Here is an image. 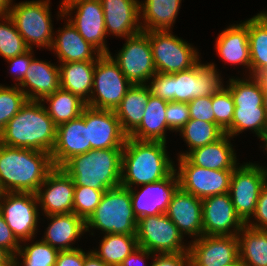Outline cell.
I'll return each mask as SVG.
<instances>
[{"label":"cell","mask_w":267,"mask_h":266,"mask_svg":"<svg viewBox=\"0 0 267 266\" xmlns=\"http://www.w3.org/2000/svg\"><path fill=\"white\" fill-rule=\"evenodd\" d=\"M54 168L48 152L0 143V185L4 192L36 193Z\"/></svg>","instance_id":"6da1fadb"},{"label":"cell","mask_w":267,"mask_h":266,"mask_svg":"<svg viewBox=\"0 0 267 266\" xmlns=\"http://www.w3.org/2000/svg\"><path fill=\"white\" fill-rule=\"evenodd\" d=\"M166 142L137 140L127 137L122 153L121 186L155 183L175 170L167 156Z\"/></svg>","instance_id":"7a4b0ae2"},{"label":"cell","mask_w":267,"mask_h":266,"mask_svg":"<svg viewBox=\"0 0 267 266\" xmlns=\"http://www.w3.org/2000/svg\"><path fill=\"white\" fill-rule=\"evenodd\" d=\"M41 103L26 102L0 133L2 145L51 154L56 141L57 125Z\"/></svg>","instance_id":"3957f363"},{"label":"cell","mask_w":267,"mask_h":266,"mask_svg":"<svg viewBox=\"0 0 267 266\" xmlns=\"http://www.w3.org/2000/svg\"><path fill=\"white\" fill-rule=\"evenodd\" d=\"M214 63L198 62L189 70L163 74L156 72L147 85L151 94L167 102H190L198 97L212 96L223 84Z\"/></svg>","instance_id":"277c9868"},{"label":"cell","mask_w":267,"mask_h":266,"mask_svg":"<svg viewBox=\"0 0 267 266\" xmlns=\"http://www.w3.org/2000/svg\"><path fill=\"white\" fill-rule=\"evenodd\" d=\"M122 153L123 148L92 149L73 156L61 169L75 186L107 191L121 185Z\"/></svg>","instance_id":"5b68a950"},{"label":"cell","mask_w":267,"mask_h":266,"mask_svg":"<svg viewBox=\"0 0 267 266\" xmlns=\"http://www.w3.org/2000/svg\"><path fill=\"white\" fill-rule=\"evenodd\" d=\"M250 79H229L227 89L234 99L235 108L232 124L224 133L234 137L250 129L265 142L267 117L263 106V87L257 76H250Z\"/></svg>","instance_id":"8992f818"},{"label":"cell","mask_w":267,"mask_h":266,"mask_svg":"<svg viewBox=\"0 0 267 266\" xmlns=\"http://www.w3.org/2000/svg\"><path fill=\"white\" fill-rule=\"evenodd\" d=\"M86 223V231L97 228L105 234L136 235L138 219L134 215L130 189L118 186L104 192L99 205Z\"/></svg>","instance_id":"52a82bcc"},{"label":"cell","mask_w":267,"mask_h":266,"mask_svg":"<svg viewBox=\"0 0 267 266\" xmlns=\"http://www.w3.org/2000/svg\"><path fill=\"white\" fill-rule=\"evenodd\" d=\"M132 85L110 53L100 54L95 63L93 88L87 106L115 110Z\"/></svg>","instance_id":"ba28073f"},{"label":"cell","mask_w":267,"mask_h":266,"mask_svg":"<svg viewBox=\"0 0 267 266\" xmlns=\"http://www.w3.org/2000/svg\"><path fill=\"white\" fill-rule=\"evenodd\" d=\"M49 2L50 0L21 2L10 7L7 13L30 49L33 44L49 49L52 46L54 33Z\"/></svg>","instance_id":"9c48e42d"},{"label":"cell","mask_w":267,"mask_h":266,"mask_svg":"<svg viewBox=\"0 0 267 266\" xmlns=\"http://www.w3.org/2000/svg\"><path fill=\"white\" fill-rule=\"evenodd\" d=\"M171 31H147L153 62L158 73L189 70L199 62L198 52Z\"/></svg>","instance_id":"30bf717a"},{"label":"cell","mask_w":267,"mask_h":266,"mask_svg":"<svg viewBox=\"0 0 267 266\" xmlns=\"http://www.w3.org/2000/svg\"><path fill=\"white\" fill-rule=\"evenodd\" d=\"M136 237L138 247L156 255L158 252L175 254L189 250L182 244L183 234L165 213L138 219Z\"/></svg>","instance_id":"8fae6325"},{"label":"cell","mask_w":267,"mask_h":266,"mask_svg":"<svg viewBox=\"0 0 267 266\" xmlns=\"http://www.w3.org/2000/svg\"><path fill=\"white\" fill-rule=\"evenodd\" d=\"M267 181V169L253 163L235 167L229 194L237 215L246 224L253 216L262 186Z\"/></svg>","instance_id":"7c38bea8"},{"label":"cell","mask_w":267,"mask_h":266,"mask_svg":"<svg viewBox=\"0 0 267 266\" xmlns=\"http://www.w3.org/2000/svg\"><path fill=\"white\" fill-rule=\"evenodd\" d=\"M77 9L74 19H68L79 34L100 54H109L105 45L106 28L103 7L100 0H63L60 6V16L71 15ZM70 13V14H69Z\"/></svg>","instance_id":"4fadbf2b"},{"label":"cell","mask_w":267,"mask_h":266,"mask_svg":"<svg viewBox=\"0 0 267 266\" xmlns=\"http://www.w3.org/2000/svg\"><path fill=\"white\" fill-rule=\"evenodd\" d=\"M0 201V212L16 239H32L39 215L36 193L5 192Z\"/></svg>","instance_id":"5bb4252c"},{"label":"cell","mask_w":267,"mask_h":266,"mask_svg":"<svg viewBox=\"0 0 267 266\" xmlns=\"http://www.w3.org/2000/svg\"><path fill=\"white\" fill-rule=\"evenodd\" d=\"M178 161L177 176L182 190L199 199L229 193L233 170H211L198 167L186 157H179Z\"/></svg>","instance_id":"9a60e30c"},{"label":"cell","mask_w":267,"mask_h":266,"mask_svg":"<svg viewBox=\"0 0 267 266\" xmlns=\"http://www.w3.org/2000/svg\"><path fill=\"white\" fill-rule=\"evenodd\" d=\"M126 43L117 56L112 57L125 77L135 85L145 82L157 72L147 32L141 31L127 37Z\"/></svg>","instance_id":"2e32d148"},{"label":"cell","mask_w":267,"mask_h":266,"mask_svg":"<svg viewBox=\"0 0 267 266\" xmlns=\"http://www.w3.org/2000/svg\"><path fill=\"white\" fill-rule=\"evenodd\" d=\"M189 266H227L239 259L237 236L202 235L189 245Z\"/></svg>","instance_id":"e0dca14e"},{"label":"cell","mask_w":267,"mask_h":266,"mask_svg":"<svg viewBox=\"0 0 267 266\" xmlns=\"http://www.w3.org/2000/svg\"><path fill=\"white\" fill-rule=\"evenodd\" d=\"M202 215L203 235L237 236L246 225L237 215L229 193L202 199Z\"/></svg>","instance_id":"ac0fdd59"},{"label":"cell","mask_w":267,"mask_h":266,"mask_svg":"<svg viewBox=\"0 0 267 266\" xmlns=\"http://www.w3.org/2000/svg\"><path fill=\"white\" fill-rule=\"evenodd\" d=\"M88 127V143L92 149L123 148L127 135L114 110L86 107L81 113Z\"/></svg>","instance_id":"d6986e66"},{"label":"cell","mask_w":267,"mask_h":266,"mask_svg":"<svg viewBox=\"0 0 267 266\" xmlns=\"http://www.w3.org/2000/svg\"><path fill=\"white\" fill-rule=\"evenodd\" d=\"M143 186L140 192L130 189L131 204L136 218L166 213L174 193L179 188L176 170L161 181Z\"/></svg>","instance_id":"ffe728a7"},{"label":"cell","mask_w":267,"mask_h":266,"mask_svg":"<svg viewBox=\"0 0 267 266\" xmlns=\"http://www.w3.org/2000/svg\"><path fill=\"white\" fill-rule=\"evenodd\" d=\"M74 188L73 179L61 168L55 167L36 192L38 204H41L46 216L72 213Z\"/></svg>","instance_id":"44dd1931"},{"label":"cell","mask_w":267,"mask_h":266,"mask_svg":"<svg viewBox=\"0 0 267 266\" xmlns=\"http://www.w3.org/2000/svg\"><path fill=\"white\" fill-rule=\"evenodd\" d=\"M91 150L88 143V127L84 116L57 126L56 141L51 152L54 167L61 168L70 158Z\"/></svg>","instance_id":"7402d4cb"},{"label":"cell","mask_w":267,"mask_h":266,"mask_svg":"<svg viewBox=\"0 0 267 266\" xmlns=\"http://www.w3.org/2000/svg\"><path fill=\"white\" fill-rule=\"evenodd\" d=\"M182 234L203 235L202 199L182 190L174 193L165 213Z\"/></svg>","instance_id":"603a6c76"},{"label":"cell","mask_w":267,"mask_h":266,"mask_svg":"<svg viewBox=\"0 0 267 266\" xmlns=\"http://www.w3.org/2000/svg\"><path fill=\"white\" fill-rule=\"evenodd\" d=\"M103 7L106 34L130 37L142 31L137 0H100ZM140 23V25L138 24Z\"/></svg>","instance_id":"cb8c5ba5"},{"label":"cell","mask_w":267,"mask_h":266,"mask_svg":"<svg viewBox=\"0 0 267 266\" xmlns=\"http://www.w3.org/2000/svg\"><path fill=\"white\" fill-rule=\"evenodd\" d=\"M15 85L20 86L28 101H41L60 88L59 66L33 58L23 81Z\"/></svg>","instance_id":"d4e9b609"},{"label":"cell","mask_w":267,"mask_h":266,"mask_svg":"<svg viewBox=\"0 0 267 266\" xmlns=\"http://www.w3.org/2000/svg\"><path fill=\"white\" fill-rule=\"evenodd\" d=\"M229 138L231 137L228 134H224L213 143L180 153L179 157H186L193 165L206 169L234 170L237 160Z\"/></svg>","instance_id":"484cf974"},{"label":"cell","mask_w":267,"mask_h":266,"mask_svg":"<svg viewBox=\"0 0 267 266\" xmlns=\"http://www.w3.org/2000/svg\"><path fill=\"white\" fill-rule=\"evenodd\" d=\"M215 49L224 61L246 65L251 71L248 20L223 30L216 40Z\"/></svg>","instance_id":"4316f807"},{"label":"cell","mask_w":267,"mask_h":266,"mask_svg":"<svg viewBox=\"0 0 267 266\" xmlns=\"http://www.w3.org/2000/svg\"><path fill=\"white\" fill-rule=\"evenodd\" d=\"M57 31L58 35L56 38H53L51 49L56 52L60 62L97 60V57L100 55L99 51L87 42L69 21L63 30ZM96 53L97 55H95Z\"/></svg>","instance_id":"83f0119b"},{"label":"cell","mask_w":267,"mask_h":266,"mask_svg":"<svg viewBox=\"0 0 267 266\" xmlns=\"http://www.w3.org/2000/svg\"><path fill=\"white\" fill-rule=\"evenodd\" d=\"M46 217H49L51 223L46 228L42 241L59 251L76 249L71 246V243L86 231L85 221L74 212L52 214Z\"/></svg>","instance_id":"f1b7e54d"},{"label":"cell","mask_w":267,"mask_h":266,"mask_svg":"<svg viewBox=\"0 0 267 266\" xmlns=\"http://www.w3.org/2000/svg\"><path fill=\"white\" fill-rule=\"evenodd\" d=\"M150 94L147 84H133L114 110L127 136L140 125Z\"/></svg>","instance_id":"f546056e"},{"label":"cell","mask_w":267,"mask_h":266,"mask_svg":"<svg viewBox=\"0 0 267 266\" xmlns=\"http://www.w3.org/2000/svg\"><path fill=\"white\" fill-rule=\"evenodd\" d=\"M95 63L96 61L61 63L59 66L60 88L70 91L88 103L93 88Z\"/></svg>","instance_id":"4dcf8cb0"},{"label":"cell","mask_w":267,"mask_h":266,"mask_svg":"<svg viewBox=\"0 0 267 266\" xmlns=\"http://www.w3.org/2000/svg\"><path fill=\"white\" fill-rule=\"evenodd\" d=\"M167 101L150 94L140 125L128 136L137 140L166 142Z\"/></svg>","instance_id":"1f68e13d"},{"label":"cell","mask_w":267,"mask_h":266,"mask_svg":"<svg viewBox=\"0 0 267 266\" xmlns=\"http://www.w3.org/2000/svg\"><path fill=\"white\" fill-rule=\"evenodd\" d=\"M181 0H145L140 13L145 20L142 31H170L180 8Z\"/></svg>","instance_id":"d6a6232c"},{"label":"cell","mask_w":267,"mask_h":266,"mask_svg":"<svg viewBox=\"0 0 267 266\" xmlns=\"http://www.w3.org/2000/svg\"><path fill=\"white\" fill-rule=\"evenodd\" d=\"M237 238L239 260L243 266H267V230H258L245 225Z\"/></svg>","instance_id":"836d02e7"},{"label":"cell","mask_w":267,"mask_h":266,"mask_svg":"<svg viewBox=\"0 0 267 266\" xmlns=\"http://www.w3.org/2000/svg\"><path fill=\"white\" fill-rule=\"evenodd\" d=\"M251 76L267 70V12L248 19Z\"/></svg>","instance_id":"e575fe53"},{"label":"cell","mask_w":267,"mask_h":266,"mask_svg":"<svg viewBox=\"0 0 267 266\" xmlns=\"http://www.w3.org/2000/svg\"><path fill=\"white\" fill-rule=\"evenodd\" d=\"M45 100L50 104L45 110L57 126L79 117L87 107L84 100L62 88L46 96L41 102Z\"/></svg>","instance_id":"d590c367"},{"label":"cell","mask_w":267,"mask_h":266,"mask_svg":"<svg viewBox=\"0 0 267 266\" xmlns=\"http://www.w3.org/2000/svg\"><path fill=\"white\" fill-rule=\"evenodd\" d=\"M138 248L136 235L105 234L100 251H92L109 266H119L122 261Z\"/></svg>","instance_id":"8d00e7d4"},{"label":"cell","mask_w":267,"mask_h":266,"mask_svg":"<svg viewBox=\"0 0 267 266\" xmlns=\"http://www.w3.org/2000/svg\"><path fill=\"white\" fill-rule=\"evenodd\" d=\"M188 143L189 152L213 143L225 133L216 123L190 119L179 131Z\"/></svg>","instance_id":"74e56055"},{"label":"cell","mask_w":267,"mask_h":266,"mask_svg":"<svg viewBox=\"0 0 267 266\" xmlns=\"http://www.w3.org/2000/svg\"><path fill=\"white\" fill-rule=\"evenodd\" d=\"M0 19L5 21L0 23V55L7 60L28 51L30 48L17 31L12 18L5 13Z\"/></svg>","instance_id":"f35d334b"},{"label":"cell","mask_w":267,"mask_h":266,"mask_svg":"<svg viewBox=\"0 0 267 266\" xmlns=\"http://www.w3.org/2000/svg\"><path fill=\"white\" fill-rule=\"evenodd\" d=\"M27 101L26 95L17 85H0V133Z\"/></svg>","instance_id":"ab89813d"},{"label":"cell","mask_w":267,"mask_h":266,"mask_svg":"<svg viewBox=\"0 0 267 266\" xmlns=\"http://www.w3.org/2000/svg\"><path fill=\"white\" fill-rule=\"evenodd\" d=\"M59 252L41 240L30 246H20L16 258L17 256L23 258V266H55Z\"/></svg>","instance_id":"60d3db41"},{"label":"cell","mask_w":267,"mask_h":266,"mask_svg":"<svg viewBox=\"0 0 267 266\" xmlns=\"http://www.w3.org/2000/svg\"><path fill=\"white\" fill-rule=\"evenodd\" d=\"M104 192L90 187L75 186L73 212L86 222L99 205Z\"/></svg>","instance_id":"b9f144b4"},{"label":"cell","mask_w":267,"mask_h":266,"mask_svg":"<svg viewBox=\"0 0 267 266\" xmlns=\"http://www.w3.org/2000/svg\"><path fill=\"white\" fill-rule=\"evenodd\" d=\"M212 106L214 123L225 132L231 126L234 115L235 105L231 92L227 88L222 87L212 95Z\"/></svg>","instance_id":"7bdbcfd3"},{"label":"cell","mask_w":267,"mask_h":266,"mask_svg":"<svg viewBox=\"0 0 267 266\" xmlns=\"http://www.w3.org/2000/svg\"><path fill=\"white\" fill-rule=\"evenodd\" d=\"M189 120L187 102L171 101L167 103L166 122L169 130L180 131Z\"/></svg>","instance_id":"ee69618b"},{"label":"cell","mask_w":267,"mask_h":266,"mask_svg":"<svg viewBox=\"0 0 267 266\" xmlns=\"http://www.w3.org/2000/svg\"><path fill=\"white\" fill-rule=\"evenodd\" d=\"M190 119L214 123L212 96L198 97L188 102Z\"/></svg>","instance_id":"f6af8a7d"},{"label":"cell","mask_w":267,"mask_h":266,"mask_svg":"<svg viewBox=\"0 0 267 266\" xmlns=\"http://www.w3.org/2000/svg\"><path fill=\"white\" fill-rule=\"evenodd\" d=\"M253 217L259 223L248 221L247 226L258 230H267V181L261 188Z\"/></svg>","instance_id":"bcb514c9"},{"label":"cell","mask_w":267,"mask_h":266,"mask_svg":"<svg viewBox=\"0 0 267 266\" xmlns=\"http://www.w3.org/2000/svg\"><path fill=\"white\" fill-rule=\"evenodd\" d=\"M20 246L19 241L14 236L12 230L5 222V219L0 212V247L4 248L12 256L16 257Z\"/></svg>","instance_id":"7dc6e473"},{"label":"cell","mask_w":267,"mask_h":266,"mask_svg":"<svg viewBox=\"0 0 267 266\" xmlns=\"http://www.w3.org/2000/svg\"><path fill=\"white\" fill-rule=\"evenodd\" d=\"M32 49H29L23 54L17 55L16 57L7 59V62L11 63V72L15 75V80L20 83L23 81L26 71L29 68L30 62L32 61Z\"/></svg>","instance_id":"c3c4849f"},{"label":"cell","mask_w":267,"mask_h":266,"mask_svg":"<svg viewBox=\"0 0 267 266\" xmlns=\"http://www.w3.org/2000/svg\"><path fill=\"white\" fill-rule=\"evenodd\" d=\"M89 253L79 248L60 251L55 266H83L84 259Z\"/></svg>","instance_id":"681fc988"},{"label":"cell","mask_w":267,"mask_h":266,"mask_svg":"<svg viewBox=\"0 0 267 266\" xmlns=\"http://www.w3.org/2000/svg\"><path fill=\"white\" fill-rule=\"evenodd\" d=\"M150 266H189V252H180L175 254H157Z\"/></svg>","instance_id":"f907efd6"},{"label":"cell","mask_w":267,"mask_h":266,"mask_svg":"<svg viewBox=\"0 0 267 266\" xmlns=\"http://www.w3.org/2000/svg\"><path fill=\"white\" fill-rule=\"evenodd\" d=\"M149 255L152 257L153 253L144 248L138 247L129 256H127L119 266H145L143 263L144 258H149Z\"/></svg>","instance_id":"816d5d0a"},{"label":"cell","mask_w":267,"mask_h":266,"mask_svg":"<svg viewBox=\"0 0 267 266\" xmlns=\"http://www.w3.org/2000/svg\"><path fill=\"white\" fill-rule=\"evenodd\" d=\"M83 266H109L92 251L85 257Z\"/></svg>","instance_id":"f5cc1de1"},{"label":"cell","mask_w":267,"mask_h":266,"mask_svg":"<svg viewBox=\"0 0 267 266\" xmlns=\"http://www.w3.org/2000/svg\"><path fill=\"white\" fill-rule=\"evenodd\" d=\"M11 257L12 255L8 251L0 247V263L7 262Z\"/></svg>","instance_id":"db71d44e"},{"label":"cell","mask_w":267,"mask_h":266,"mask_svg":"<svg viewBox=\"0 0 267 266\" xmlns=\"http://www.w3.org/2000/svg\"><path fill=\"white\" fill-rule=\"evenodd\" d=\"M13 0H0V8L5 12L8 13L10 9V5L12 6Z\"/></svg>","instance_id":"11a10c76"},{"label":"cell","mask_w":267,"mask_h":266,"mask_svg":"<svg viewBox=\"0 0 267 266\" xmlns=\"http://www.w3.org/2000/svg\"><path fill=\"white\" fill-rule=\"evenodd\" d=\"M0 266H19V262L16 257L12 256L7 262L0 263Z\"/></svg>","instance_id":"9f6ffc18"},{"label":"cell","mask_w":267,"mask_h":266,"mask_svg":"<svg viewBox=\"0 0 267 266\" xmlns=\"http://www.w3.org/2000/svg\"><path fill=\"white\" fill-rule=\"evenodd\" d=\"M257 77L260 79L262 87L267 88V70L260 73Z\"/></svg>","instance_id":"6f0895ef"},{"label":"cell","mask_w":267,"mask_h":266,"mask_svg":"<svg viewBox=\"0 0 267 266\" xmlns=\"http://www.w3.org/2000/svg\"><path fill=\"white\" fill-rule=\"evenodd\" d=\"M263 98H264L263 106L267 117V88H263Z\"/></svg>","instance_id":"680465c9"},{"label":"cell","mask_w":267,"mask_h":266,"mask_svg":"<svg viewBox=\"0 0 267 266\" xmlns=\"http://www.w3.org/2000/svg\"><path fill=\"white\" fill-rule=\"evenodd\" d=\"M227 266H243L241 261L238 259L236 262L230 264V265H227Z\"/></svg>","instance_id":"91938a15"},{"label":"cell","mask_w":267,"mask_h":266,"mask_svg":"<svg viewBox=\"0 0 267 266\" xmlns=\"http://www.w3.org/2000/svg\"><path fill=\"white\" fill-rule=\"evenodd\" d=\"M4 190L2 189L1 185H0V198L4 195Z\"/></svg>","instance_id":"94428289"},{"label":"cell","mask_w":267,"mask_h":266,"mask_svg":"<svg viewBox=\"0 0 267 266\" xmlns=\"http://www.w3.org/2000/svg\"><path fill=\"white\" fill-rule=\"evenodd\" d=\"M5 12L0 8V18L3 17Z\"/></svg>","instance_id":"6125c7cd"},{"label":"cell","mask_w":267,"mask_h":266,"mask_svg":"<svg viewBox=\"0 0 267 266\" xmlns=\"http://www.w3.org/2000/svg\"><path fill=\"white\" fill-rule=\"evenodd\" d=\"M265 148H266V151H267V139L265 140Z\"/></svg>","instance_id":"be15d7a7"}]
</instances>
